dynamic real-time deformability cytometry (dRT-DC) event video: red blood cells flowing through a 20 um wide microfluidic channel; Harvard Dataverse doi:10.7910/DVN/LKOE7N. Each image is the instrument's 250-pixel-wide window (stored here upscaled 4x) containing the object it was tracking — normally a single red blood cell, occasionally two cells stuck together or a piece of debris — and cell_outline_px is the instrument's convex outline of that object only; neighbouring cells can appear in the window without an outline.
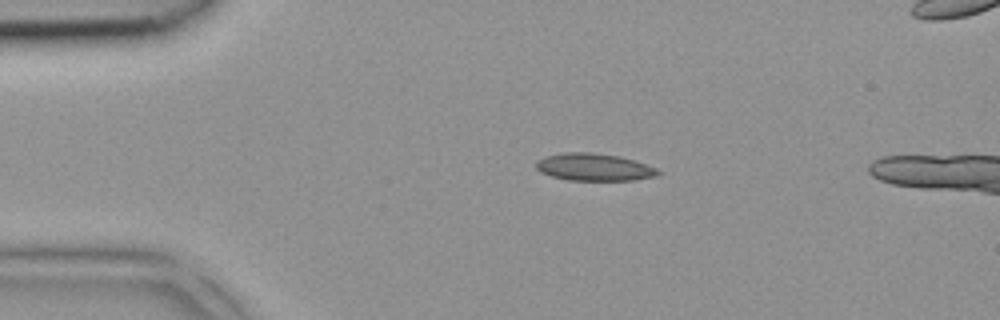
{"species": "common noctule bat (a hibernating species)", "species_latin": "Nyctalus noctula", "temperature_condition": "room temperature", "stored_images_in_passage": 3, "camera_frame_rate_fps": 3000, "um_per_image_px": 0.085, "animal": {"sex": "female", "body_mass_g": 18.4}, "frame": {"image": 1, "passage_image": 1, "time_ms": 0.0, "image_size_px": [1000, 320], "cell_outline_px": [[660, 172], [656, 176], [636, 180], [568, 180], [552, 176], [540, 172], [536, 168], [536, 160], [544, 156], [564, 152], [592, 152], [620, 156], [636, 160], [656, 168]], "centroid_in_image_um": [50.48, 14.19], "position_along_channel_um": 34.5, "area_um2": 19.59}}